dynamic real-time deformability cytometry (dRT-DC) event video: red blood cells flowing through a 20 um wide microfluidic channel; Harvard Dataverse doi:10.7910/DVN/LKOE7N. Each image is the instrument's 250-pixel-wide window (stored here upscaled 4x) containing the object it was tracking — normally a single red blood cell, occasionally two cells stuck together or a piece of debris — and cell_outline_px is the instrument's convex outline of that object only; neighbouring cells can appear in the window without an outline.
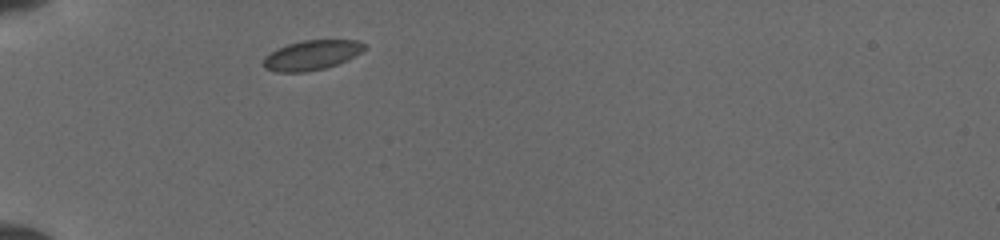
{"species": "common noctule bat (a hibernating species)", "species_latin": "Nyctalus noctula", "temperature_condition": "cold", "stored_images_in_passage": 1, "camera_frame_rate_fps": 3000, "um_per_image_px": 0.085, "animal": {"sex": "female", "body_mass_g": 19.5, "forearm_length_mm": 54.1}, "frame": {"image": 1, "passage_image": 1, "time_ms": 0.0, "image_size_px": [1000, 240], "cell_outline_px": [[368, 44], [360, 52], [348, 60], [324, 68], [304, 72], [276, 72], [264, 68], [260, 64], [264, 56], [276, 48], [288, 44], [304, 40], [356, 40]], "centroid_in_image_um": [26.43, 4.69], "position_along_channel_um": 58.6, "area_um2": 17.63}}